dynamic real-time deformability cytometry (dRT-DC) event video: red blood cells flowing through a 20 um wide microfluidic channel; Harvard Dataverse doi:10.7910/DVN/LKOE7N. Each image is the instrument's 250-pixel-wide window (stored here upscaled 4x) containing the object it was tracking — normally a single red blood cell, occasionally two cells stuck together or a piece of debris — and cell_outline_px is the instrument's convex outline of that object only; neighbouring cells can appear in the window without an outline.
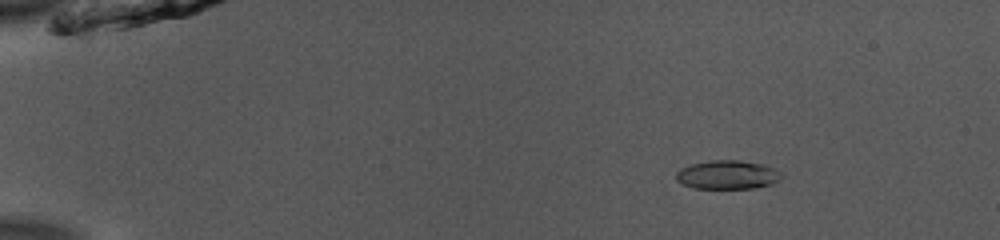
{"species": "common noctule bat (a hibernating species)", "species_latin": "Nyctalus noctula", "temperature_condition": "room temperature", "stored_images_in_passage": 53, "camera_frame_rate_fps": 3000, "um_per_image_px": 0.085, "animal": {"sex": "male", "body_mass_g": 13.0, "forearm_length_mm": 53.1}, "frame": {"image": 1, "passage_image": 9, "time_ms": 2.667, "image_size_px": [1000, 240], "cell_outline_px": [[784, 176], [780, 180], [772, 184], [756, 188], [692, 188], [676, 180], [676, 172], [680, 168], [692, 164], [712, 160], [740, 160], [764, 164], [776, 168]], "centroid_in_image_um": [61.88, 14.85], "position_along_channel_um": 23.1, "area_um2": 17.86}}
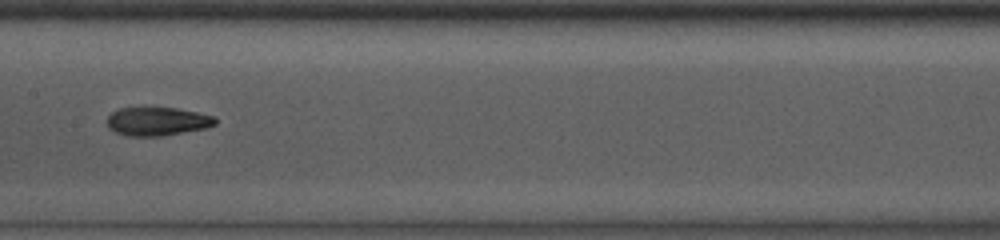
{"frame": {"image": 2, "passage_image": 29, "time_ms": 9.333, "image_size_px": [1000, 240], "cell_outline_px": [[216, 124], [204, 128], [164, 136], [128, 136], [116, 132], [108, 128], [108, 116], [112, 112], [120, 108], [176, 108], [196, 112], [212, 116], [216, 120]], "centroid_in_image_um": [13.35, 10.32], "position_along_channel_um": 194.1, "area_um2": 17.74}}
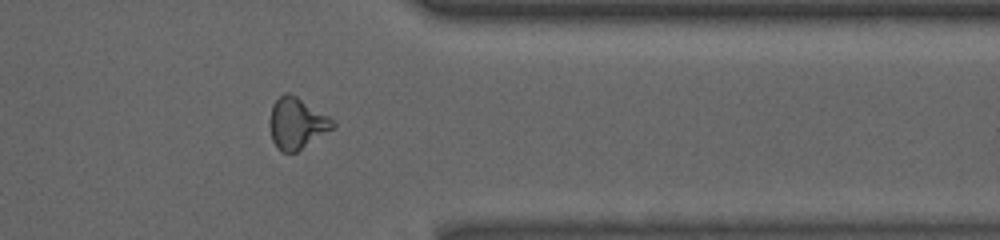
{"frame": {"image": 3, "passage_image": 44, "time_ms": 14.333, "image_size_px": [1000, 240], "cell_outline_px": [[336, 128], [296, 152], [280, 152], [276, 148], [272, 140], [268, 124], [272, 104], [284, 92], [288, 92], [296, 96], [328, 116], [336, 124]], "centroid_in_image_um": [25.21, 10.5], "position_along_channel_um": 386.2, "area_um2": 19.02}, "authors_computed_cell_mechanics": {"area_um2": 18.0914, "velocity_mm_per_s": 3.9468, "shape_relaxation_time_tau1_ms": 4.0657, "shape_relaxation_time_tau2_ms": 3.0143, "deformation_change_tau1": 0.1689, "deformation_change_tau2": 0.106}}